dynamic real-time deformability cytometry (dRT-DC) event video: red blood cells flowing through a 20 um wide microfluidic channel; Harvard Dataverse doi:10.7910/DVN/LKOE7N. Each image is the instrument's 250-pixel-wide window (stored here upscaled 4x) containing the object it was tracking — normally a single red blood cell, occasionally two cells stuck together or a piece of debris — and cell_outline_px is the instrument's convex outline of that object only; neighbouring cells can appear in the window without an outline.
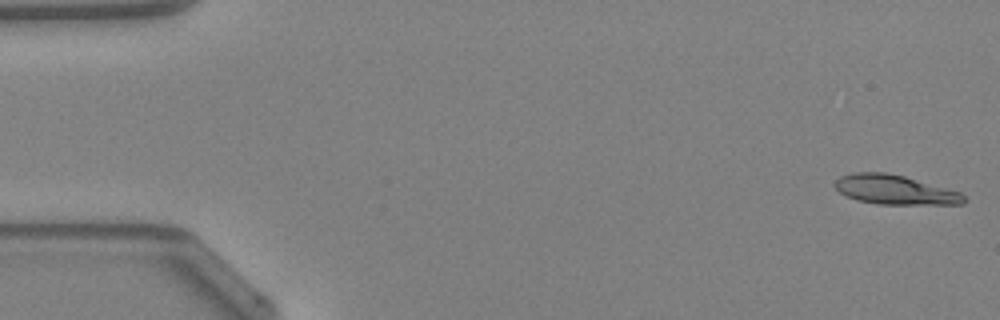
{"species": "Egyptian fruit bat (a non-hibernating species)", "species_latin": "Rousettus aegyptiacus", "temperature_condition": "warm", "stored_images_in_passage": 47, "camera_frame_rate_fps": 3000, "um_per_image_px": 0.085, "animal": {"sex": "female"}, "frame": {"image": 1, "passage_image": 1, "time_ms": 0.0, "image_size_px": [1000, 320], "cell_outline_px": [[964, 204], [876, 204], [856, 200], [840, 192], [832, 184], [840, 176], [856, 172], [884, 172], [904, 176], [960, 192], [964, 196]], "centroid_in_image_um": [76.02, 16.13], "position_along_channel_um": 9.0, "area_um2": 21.91}}
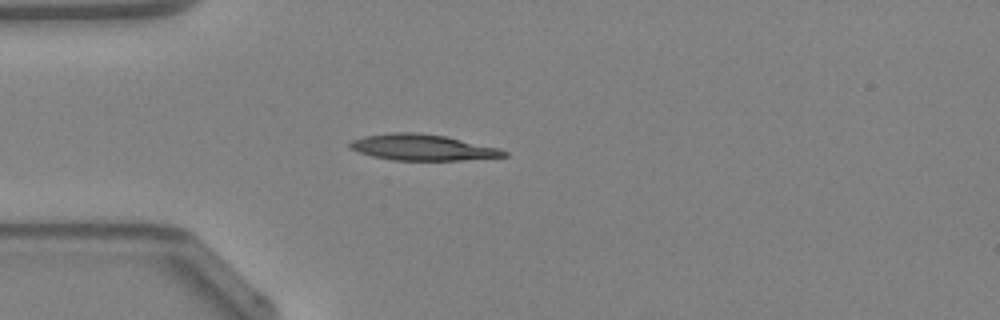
{"frame": {"image": 2, "passage_image": 13, "time_ms": 4.0, "image_size_px": [1000, 320], "cell_outline_px": [[508, 156], [460, 160], [392, 160], [372, 156], [348, 148], [348, 144], [352, 140], [364, 136], [392, 132], [412, 132], [444, 136], [496, 148], [508, 152]], "centroid_in_image_um": [35.84, 12.53], "position_along_channel_um": 49.2, "area_um2": 23.0}}
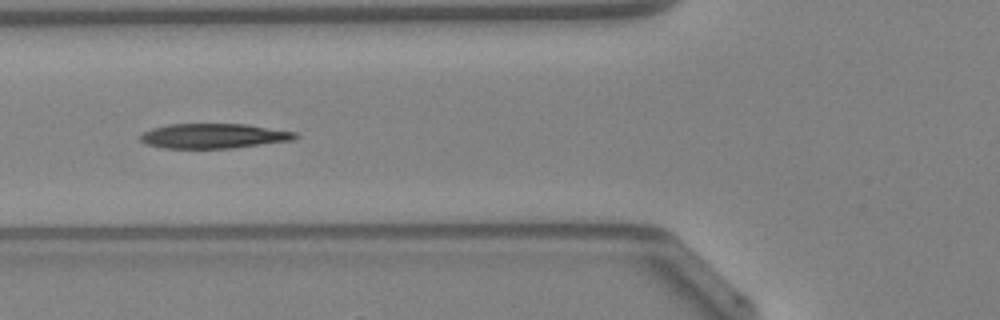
{"frame": {"image": 3, "passage_image": 18, "time_ms": 5.667, "image_size_px": [1000, 320], "cell_outline_px": [[300, 136], [292, 140], [232, 148], [164, 148], [144, 144], [140, 140], [140, 136], [144, 132], [152, 128], [168, 124], [244, 124], [296, 132]], "centroid_in_image_um": [18.13, 11.56], "position_along_channel_um": 107.7, "area_um2": 22.31}, "authors_computed_cell_mechanics": {"area_um2": 22.5998, "velocity_mm_per_s": 4.2732, "shape_relaxation_time_tau1_ms": null, "shape_relaxation_time_tau2_ms": 6.7509, "deformation_change_tau1": null, "deformation_change_tau2": 0.1778}}